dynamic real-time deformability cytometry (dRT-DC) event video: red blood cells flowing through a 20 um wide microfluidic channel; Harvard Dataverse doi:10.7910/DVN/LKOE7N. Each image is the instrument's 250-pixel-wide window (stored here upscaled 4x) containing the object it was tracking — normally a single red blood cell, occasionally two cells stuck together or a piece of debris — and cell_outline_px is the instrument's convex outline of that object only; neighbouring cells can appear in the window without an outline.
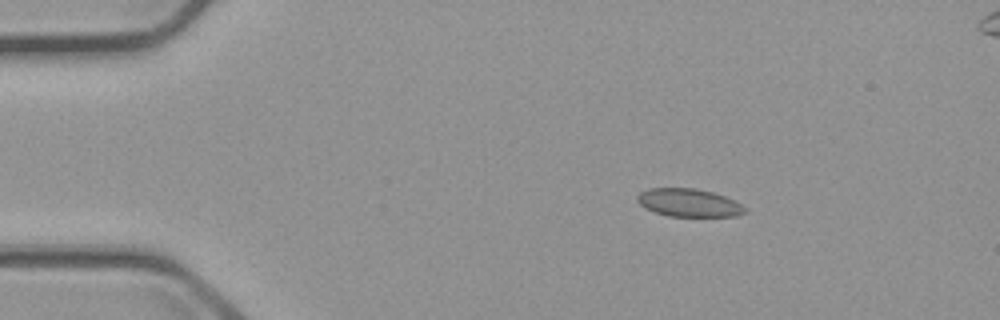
{"species": "common noctule bat (a hibernating species)", "species_latin": "Nyctalus noctula", "temperature_condition": "cold", "stored_images_in_passage": 6, "camera_frame_rate_fps": 3000, "um_per_image_px": 0.085, "animal": {"sex": "male", "body_mass_g": 23.1, "forearm_length_mm": 52.7}, "frame": {"image": 1, "passage_image": 3, "time_ms": 2.333, "image_size_px": [1000, 320], "cell_outline_px": [[748, 212], [736, 216], [668, 216], [644, 208], [636, 200], [636, 196], [640, 192], [648, 188], [692, 188], [712, 192], [724, 196], [740, 204]], "centroid_in_image_um": [58.51, 17.23], "position_along_channel_um": 26.5, "area_um2": 17.46}}